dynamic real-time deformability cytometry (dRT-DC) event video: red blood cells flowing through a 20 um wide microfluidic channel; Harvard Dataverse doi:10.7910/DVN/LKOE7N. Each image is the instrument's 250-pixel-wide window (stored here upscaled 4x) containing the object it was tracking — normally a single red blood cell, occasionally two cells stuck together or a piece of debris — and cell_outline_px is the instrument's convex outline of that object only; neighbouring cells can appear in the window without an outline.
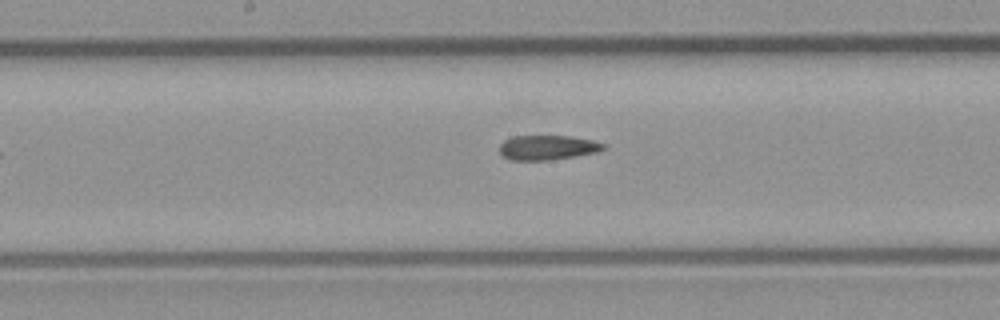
{"species": "common noctule bat (a hibernating species)", "species_latin": "Nyctalus noctula", "temperature_condition": "room temperature", "stored_images_in_passage": 8, "camera_frame_rate_fps": 3000, "um_per_image_px": 0.085, "animal": {"sex": "male", "body_mass_g": 23.1, "forearm_length_mm": 52.7}, "frame": {"image": 1, "passage_image": 7, "time_ms": 2.0, "image_size_px": [1000, 320], "cell_outline_px": [[608, 148], [596, 152], [548, 160], [512, 160], [504, 156], [500, 152], [500, 144], [504, 140], [512, 136], [568, 136], [592, 140], [604, 144]], "centroid_in_image_um": [46.53, 12.53], "position_along_channel_um": 201.7, "area_um2": 14.74}}
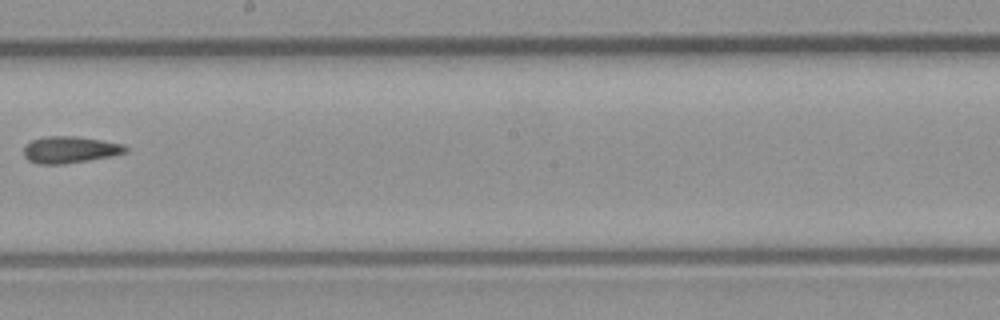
{"frame": {"image": 2, "passage_image": 8, "time_ms": 2.333, "image_size_px": [1000, 320], "cell_outline_px": [[128, 152], [112, 156], [88, 160], [60, 164], [36, 164], [28, 160], [24, 156], [24, 148], [32, 140], [48, 136], [76, 136], [124, 144], [128, 148]], "centroid_in_image_um": [5.96, 12.73], "position_along_channel_um": 242.2, "area_um2": 15.78}}